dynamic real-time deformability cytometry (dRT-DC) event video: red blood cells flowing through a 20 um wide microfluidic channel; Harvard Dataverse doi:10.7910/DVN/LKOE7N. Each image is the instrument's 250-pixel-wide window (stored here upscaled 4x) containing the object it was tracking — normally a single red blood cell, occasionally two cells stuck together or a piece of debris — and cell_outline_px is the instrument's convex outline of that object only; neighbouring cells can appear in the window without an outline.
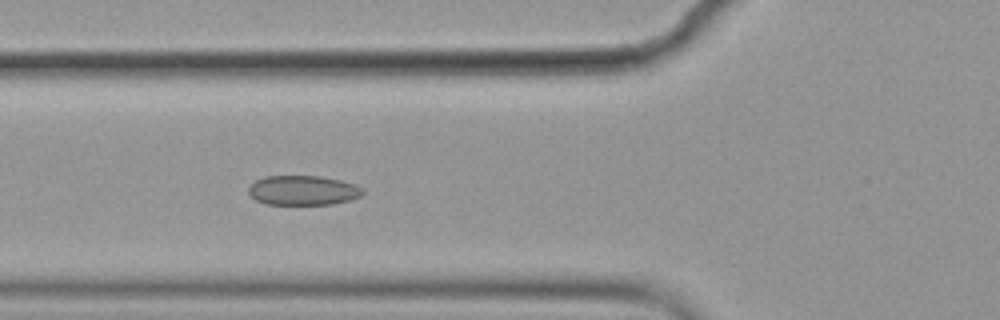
{"species": "common noctule bat (a hibernating species)", "species_latin": "Nyctalus noctula", "temperature_condition": "cold", "stored_images_in_passage": 4, "camera_frame_rate_fps": 3000, "um_per_image_px": 0.085, "animal": {"sex": "female", "body_mass_g": 19.9}, "frame": {"image": 1, "passage_image": 4, "time_ms": 1.0, "image_size_px": [1000, 320], "cell_outline_px": [[364, 192], [360, 196], [352, 200], [332, 204], [264, 204], [256, 200], [248, 192], [248, 188], [256, 180], [264, 176], [320, 176], [340, 180], [356, 184], [364, 188]], "centroid_in_image_um": [25.78, 16.18], "position_along_channel_um": 100.0, "area_um2": 19.83}}